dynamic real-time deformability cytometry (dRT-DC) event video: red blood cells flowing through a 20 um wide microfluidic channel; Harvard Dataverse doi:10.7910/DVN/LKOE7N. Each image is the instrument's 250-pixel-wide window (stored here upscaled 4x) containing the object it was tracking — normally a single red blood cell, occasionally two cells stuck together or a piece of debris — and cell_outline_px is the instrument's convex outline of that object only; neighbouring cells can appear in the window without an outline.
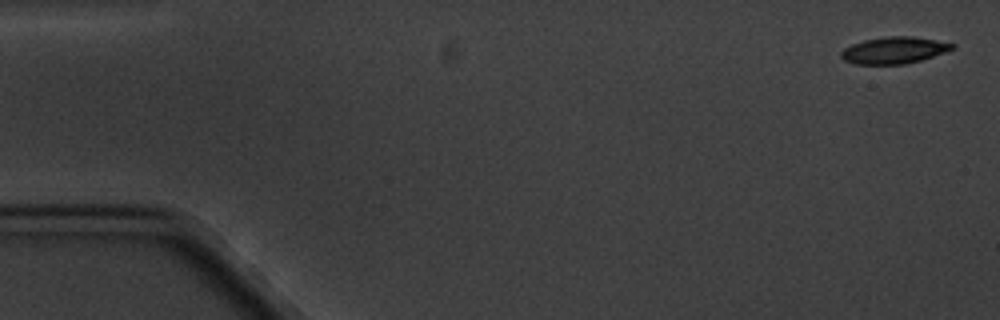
{"species": "common noctule bat (a hibernating species)", "species_latin": "Nyctalus noctula", "temperature_condition": "cold", "stored_images_in_passage": 5, "camera_frame_rate_fps": 3000, "um_per_image_px": 0.085, "animal": {"sex": "male", "body_mass_g": 20.1, "forearm_length_mm": 53.5}, "frame": {"image": 1, "passage_image": 1, "time_ms": 0.0, "image_size_px": [1000, 320], "cell_outline_px": [[956, 48], [920, 60], [904, 64], [856, 64], [844, 60], [840, 56], [840, 52], [844, 48], [852, 44], [864, 40], [888, 36], [912, 36], [936, 40], [956, 44]], "centroid_in_image_um": [75.99, 4.26], "position_along_channel_um": 9.0, "area_um2": 17.22}}